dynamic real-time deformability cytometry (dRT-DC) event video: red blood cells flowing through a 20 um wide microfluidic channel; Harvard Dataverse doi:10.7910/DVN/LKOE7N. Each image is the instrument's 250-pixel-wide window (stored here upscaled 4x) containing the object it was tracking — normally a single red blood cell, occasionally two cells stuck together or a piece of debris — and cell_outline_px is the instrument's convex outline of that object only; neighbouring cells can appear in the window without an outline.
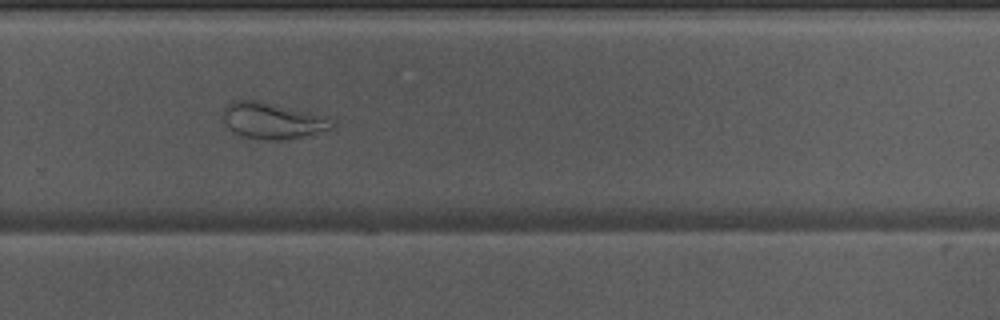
{"species": "Egyptian fruit bat (a non-hibernating species)", "species_latin": "Rousettus aegyptiacus", "temperature_condition": "warm", "stored_images_in_passage": 42, "camera_frame_rate_fps": 3000, "um_per_image_px": 0.085, "animal": {"sex": "male"}, "frame": {"image": 1, "passage_image": 24, "time_ms": 7.667, "image_size_px": [1000, 320], "cell_outline_px": [[336, 128], [300, 136], [280, 140], [268, 140], [244, 136], [236, 132], [224, 120], [224, 108], [232, 100], [260, 100], [332, 116], [336, 120]], "centroid_in_image_um": [23.3, 10.22], "position_along_channel_um": 306.5, "area_um2": 23.18}, "authors_computed_cell_mechanics": {"area_um2": 28.5532, "velocity_mm_per_s": 4.0509, "shape_relaxation_time_tau1_ms": null, "shape_relaxation_time_tau2_ms": 1.2055, "deformation_change_tau1": null, "deformation_change_tau2": 0.0777}}